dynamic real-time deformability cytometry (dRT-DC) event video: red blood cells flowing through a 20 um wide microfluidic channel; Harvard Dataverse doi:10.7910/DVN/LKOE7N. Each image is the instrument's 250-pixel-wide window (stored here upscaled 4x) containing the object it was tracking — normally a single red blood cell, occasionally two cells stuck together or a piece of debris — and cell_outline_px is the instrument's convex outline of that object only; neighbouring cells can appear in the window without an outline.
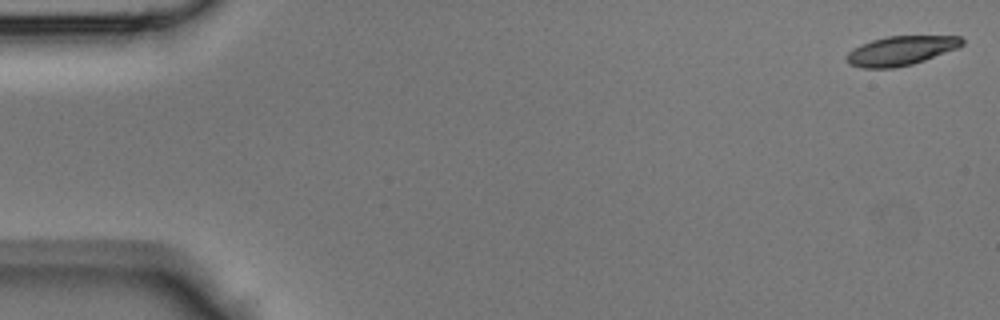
{"species": "Egyptian fruit bat (a non-hibernating species)", "species_latin": "Rousettus aegyptiacus", "temperature_condition": "room temperature", "stored_images_in_passage": 11, "camera_frame_rate_fps": 3000, "um_per_image_px": 0.085, "animal": {"sex": "male"}, "frame": {"image": 1, "passage_image": 1, "time_ms": 0.0, "image_size_px": [1000, 320], "cell_outline_px": [[964, 44], [956, 48], [924, 60], [912, 64], [892, 68], [864, 68], [852, 64], [844, 60], [844, 56], [852, 48], [860, 44], [872, 40], [888, 36], [960, 36], [964, 40]], "centroid_in_image_um": [76.53, 4.3], "position_along_channel_um": 8.5, "area_um2": 19.59}}
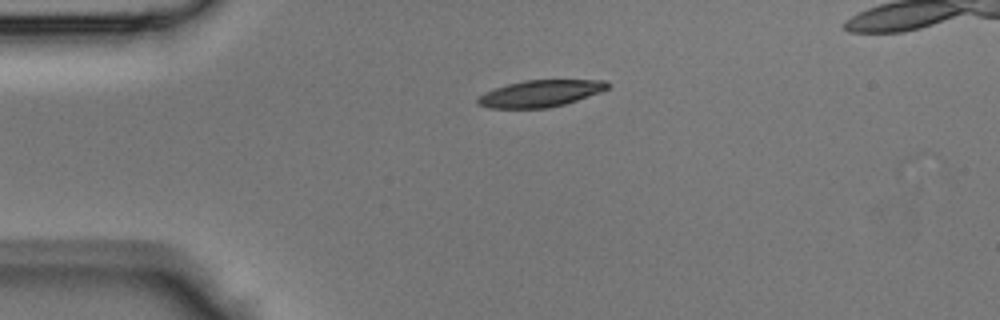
{"frame": {"image": 2, "passage_image": 10, "time_ms": 3.0, "image_size_px": [1000, 320], "cell_outline_px": [[612, 84], [608, 88], [600, 92], [564, 104], [544, 108], [492, 108], [476, 104], [476, 96], [484, 92], [508, 84], [524, 80], [608, 80]], "centroid_in_image_um": [45.91, 7.94], "position_along_channel_um": 39.1, "area_um2": 20.23}}